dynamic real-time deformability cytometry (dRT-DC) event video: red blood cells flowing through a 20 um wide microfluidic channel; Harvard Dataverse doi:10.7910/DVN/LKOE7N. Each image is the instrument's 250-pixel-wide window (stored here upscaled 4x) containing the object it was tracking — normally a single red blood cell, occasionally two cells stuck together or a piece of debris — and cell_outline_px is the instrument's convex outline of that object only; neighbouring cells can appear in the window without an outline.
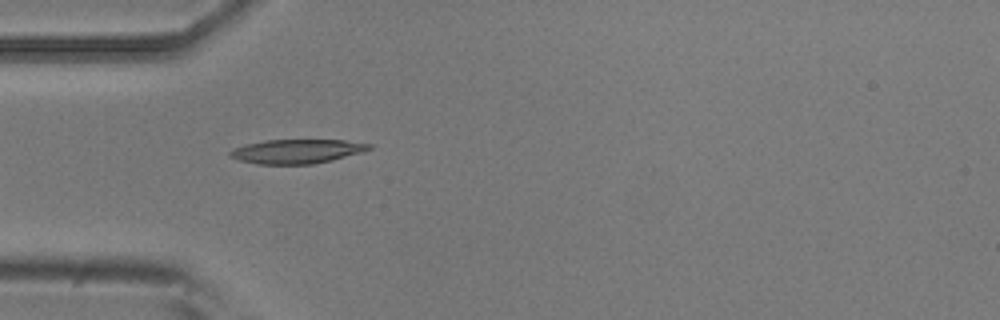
{"species": "common noctule bat (a hibernating species)", "species_latin": "Nyctalus noctula", "temperature_condition": "room temperature", "stored_images_in_passage": 5, "camera_frame_rate_fps": 3000, "um_per_image_px": 0.085, "animal": {"sex": "male", "body_mass_g": 20.5, "forearm_length_mm": 52.5}, "frame": {"image": 1, "passage_image": 4, "time_ms": 1.0, "image_size_px": [1000, 320], "cell_outline_px": [[372, 148], [364, 152], [332, 160], [312, 164], [260, 164], [240, 160], [228, 156], [228, 152], [232, 148], [264, 140], [344, 140], [372, 144]], "centroid_in_image_um": [25.25, 12.86], "position_along_channel_um": 59.8, "area_um2": 19.59}}
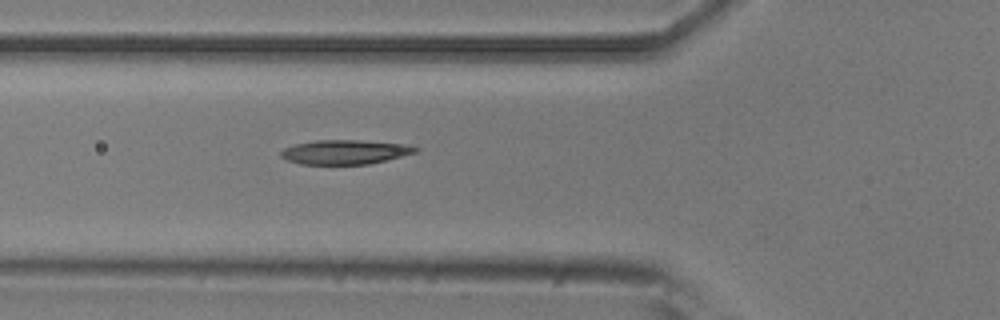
{"frame": {"image": 2, "passage_image": 5, "time_ms": 1.333, "image_size_px": [1000, 320], "cell_outline_px": [[420, 148], [416, 152], [368, 164], [300, 164], [288, 160], [280, 156], [280, 152], [284, 148], [296, 144], [316, 140], [360, 140], [408, 144]], "centroid_in_image_um": [29.32, 12.91], "position_along_channel_um": 96.5, "area_um2": 18.96}}